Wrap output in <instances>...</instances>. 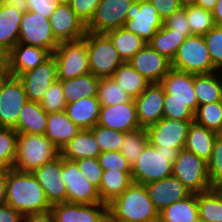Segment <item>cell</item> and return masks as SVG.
<instances>
[{
  "label": "cell",
  "mask_w": 222,
  "mask_h": 222,
  "mask_svg": "<svg viewBox=\"0 0 222 222\" xmlns=\"http://www.w3.org/2000/svg\"><path fill=\"white\" fill-rule=\"evenodd\" d=\"M17 135L14 128L0 127V158L11 168L16 157Z\"/></svg>",
  "instance_id": "cell-46"
},
{
  "label": "cell",
  "mask_w": 222,
  "mask_h": 222,
  "mask_svg": "<svg viewBox=\"0 0 222 222\" xmlns=\"http://www.w3.org/2000/svg\"><path fill=\"white\" fill-rule=\"evenodd\" d=\"M97 125L124 133L141 128L135 100L113 106H101Z\"/></svg>",
  "instance_id": "cell-21"
},
{
  "label": "cell",
  "mask_w": 222,
  "mask_h": 222,
  "mask_svg": "<svg viewBox=\"0 0 222 222\" xmlns=\"http://www.w3.org/2000/svg\"><path fill=\"white\" fill-rule=\"evenodd\" d=\"M163 26V20L148 0H135L126 16L124 27L147 43Z\"/></svg>",
  "instance_id": "cell-11"
},
{
  "label": "cell",
  "mask_w": 222,
  "mask_h": 222,
  "mask_svg": "<svg viewBox=\"0 0 222 222\" xmlns=\"http://www.w3.org/2000/svg\"><path fill=\"white\" fill-rule=\"evenodd\" d=\"M27 101L22 81L11 76L0 90V127L15 128Z\"/></svg>",
  "instance_id": "cell-14"
},
{
  "label": "cell",
  "mask_w": 222,
  "mask_h": 222,
  "mask_svg": "<svg viewBox=\"0 0 222 222\" xmlns=\"http://www.w3.org/2000/svg\"><path fill=\"white\" fill-rule=\"evenodd\" d=\"M217 0H197L196 5L201 6L205 10H209L212 12V10L215 7Z\"/></svg>",
  "instance_id": "cell-61"
},
{
  "label": "cell",
  "mask_w": 222,
  "mask_h": 222,
  "mask_svg": "<svg viewBox=\"0 0 222 222\" xmlns=\"http://www.w3.org/2000/svg\"><path fill=\"white\" fill-rule=\"evenodd\" d=\"M148 143L146 128L126 132L121 143L120 152L132 167Z\"/></svg>",
  "instance_id": "cell-39"
},
{
  "label": "cell",
  "mask_w": 222,
  "mask_h": 222,
  "mask_svg": "<svg viewBox=\"0 0 222 222\" xmlns=\"http://www.w3.org/2000/svg\"><path fill=\"white\" fill-rule=\"evenodd\" d=\"M24 216L8 204L0 205V222H23Z\"/></svg>",
  "instance_id": "cell-55"
},
{
  "label": "cell",
  "mask_w": 222,
  "mask_h": 222,
  "mask_svg": "<svg viewBox=\"0 0 222 222\" xmlns=\"http://www.w3.org/2000/svg\"><path fill=\"white\" fill-rule=\"evenodd\" d=\"M99 79L92 73H88L72 79L60 80L66 103H73L87 97H96Z\"/></svg>",
  "instance_id": "cell-33"
},
{
  "label": "cell",
  "mask_w": 222,
  "mask_h": 222,
  "mask_svg": "<svg viewBox=\"0 0 222 222\" xmlns=\"http://www.w3.org/2000/svg\"><path fill=\"white\" fill-rule=\"evenodd\" d=\"M194 122L216 133L222 128V101L199 105Z\"/></svg>",
  "instance_id": "cell-41"
},
{
  "label": "cell",
  "mask_w": 222,
  "mask_h": 222,
  "mask_svg": "<svg viewBox=\"0 0 222 222\" xmlns=\"http://www.w3.org/2000/svg\"><path fill=\"white\" fill-rule=\"evenodd\" d=\"M197 204L200 222H222V188L198 193Z\"/></svg>",
  "instance_id": "cell-37"
},
{
  "label": "cell",
  "mask_w": 222,
  "mask_h": 222,
  "mask_svg": "<svg viewBox=\"0 0 222 222\" xmlns=\"http://www.w3.org/2000/svg\"><path fill=\"white\" fill-rule=\"evenodd\" d=\"M29 12H38L46 19H49L59 3L56 0H27Z\"/></svg>",
  "instance_id": "cell-53"
},
{
  "label": "cell",
  "mask_w": 222,
  "mask_h": 222,
  "mask_svg": "<svg viewBox=\"0 0 222 222\" xmlns=\"http://www.w3.org/2000/svg\"><path fill=\"white\" fill-rule=\"evenodd\" d=\"M0 71H10L9 51L2 46H0Z\"/></svg>",
  "instance_id": "cell-59"
},
{
  "label": "cell",
  "mask_w": 222,
  "mask_h": 222,
  "mask_svg": "<svg viewBox=\"0 0 222 222\" xmlns=\"http://www.w3.org/2000/svg\"><path fill=\"white\" fill-rule=\"evenodd\" d=\"M83 177L99 189L103 169L97 158H82L74 161Z\"/></svg>",
  "instance_id": "cell-48"
},
{
  "label": "cell",
  "mask_w": 222,
  "mask_h": 222,
  "mask_svg": "<svg viewBox=\"0 0 222 222\" xmlns=\"http://www.w3.org/2000/svg\"><path fill=\"white\" fill-rule=\"evenodd\" d=\"M165 91L164 101L187 102V106L195 112L198 103L194 90V74L171 69L161 80Z\"/></svg>",
  "instance_id": "cell-19"
},
{
  "label": "cell",
  "mask_w": 222,
  "mask_h": 222,
  "mask_svg": "<svg viewBox=\"0 0 222 222\" xmlns=\"http://www.w3.org/2000/svg\"><path fill=\"white\" fill-rule=\"evenodd\" d=\"M37 182L44 189L50 205L67 202V188L62 180V156L34 169L32 172Z\"/></svg>",
  "instance_id": "cell-15"
},
{
  "label": "cell",
  "mask_w": 222,
  "mask_h": 222,
  "mask_svg": "<svg viewBox=\"0 0 222 222\" xmlns=\"http://www.w3.org/2000/svg\"><path fill=\"white\" fill-rule=\"evenodd\" d=\"M48 114L42 109L40 102L27 101L22 107L18 124L14 128L17 133L45 134Z\"/></svg>",
  "instance_id": "cell-30"
},
{
  "label": "cell",
  "mask_w": 222,
  "mask_h": 222,
  "mask_svg": "<svg viewBox=\"0 0 222 222\" xmlns=\"http://www.w3.org/2000/svg\"><path fill=\"white\" fill-rule=\"evenodd\" d=\"M103 170L131 171L132 167L120 151L101 152L97 157Z\"/></svg>",
  "instance_id": "cell-49"
},
{
  "label": "cell",
  "mask_w": 222,
  "mask_h": 222,
  "mask_svg": "<svg viewBox=\"0 0 222 222\" xmlns=\"http://www.w3.org/2000/svg\"><path fill=\"white\" fill-rule=\"evenodd\" d=\"M184 9L192 35H205L215 26L211 11L205 10L196 4L186 6Z\"/></svg>",
  "instance_id": "cell-42"
},
{
  "label": "cell",
  "mask_w": 222,
  "mask_h": 222,
  "mask_svg": "<svg viewBox=\"0 0 222 222\" xmlns=\"http://www.w3.org/2000/svg\"><path fill=\"white\" fill-rule=\"evenodd\" d=\"M213 66L222 71V27L214 26L203 35Z\"/></svg>",
  "instance_id": "cell-45"
},
{
  "label": "cell",
  "mask_w": 222,
  "mask_h": 222,
  "mask_svg": "<svg viewBox=\"0 0 222 222\" xmlns=\"http://www.w3.org/2000/svg\"><path fill=\"white\" fill-rule=\"evenodd\" d=\"M108 211V220L128 222H156L159 220V212L155 209L146 186L134 182L108 204Z\"/></svg>",
  "instance_id": "cell-2"
},
{
  "label": "cell",
  "mask_w": 222,
  "mask_h": 222,
  "mask_svg": "<svg viewBox=\"0 0 222 222\" xmlns=\"http://www.w3.org/2000/svg\"><path fill=\"white\" fill-rule=\"evenodd\" d=\"M125 92L132 98H137L150 84L139 72L128 62H123L111 75Z\"/></svg>",
  "instance_id": "cell-36"
},
{
  "label": "cell",
  "mask_w": 222,
  "mask_h": 222,
  "mask_svg": "<svg viewBox=\"0 0 222 222\" xmlns=\"http://www.w3.org/2000/svg\"><path fill=\"white\" fill-rule=\"evenodd\" d=\"M6 204L22 216L48 211L52 207L33 174L13 168L7 173Z\"/></svg>",
  "instance_id": "cell-1"
},
{
  "label": "cell",
  "mask_w": 222,
  "mask_h": 222,
  "mask_svg": "<svg viewBox=\"0 0 222 222\" xmlns=\"http://www.w3.org/2000/svg\"><path fill=\"white\" fill-rule=\"evenodd\" d=\"M128 63L149 83H160L172 69L171 60L159 54L148 43Z\"/></svg>",
  "instance_id": "cell-18"
},
{
  "label": "cell",
  "mask_w": 222,
  "mask_h": 222,
  "mask_svg": "<svg viewBox=\"0 0 222 222\" xmlns=\"http://www.w3.org/2000/svg\"><path fill=\"white\" fill-rule=\"evenodd\" d=\"M163 26L167 29L174 30L177 34H182L185 38L192 35L184 8H181L165 19Z\"/></svg>",
  "instance_id": "cell-51"
},
{
  "label": "cell",
  "mask_w": 222,
  "mask_h": 222,
  "mask_svg": "<svg viewBox=\"0 0 222 222\" xmlns=\"http://www.w3.org/2000/svg\"><path fill=\"white\" fill-rule=\"evenodd\" d=\"M52 54L44 48L18 42L9 51V69L12 76L19 77L35 69Z\"/></svg>",
  "instance_id": "cell-24"
},
{
  "label": "cell",
  "mask_w": 222,
  "mask_h": 222,
  "mask_svg": "<svg viewBox=\"0 0 222 222\" xmlns=\"http://www.w3.org/2000/svg\"><path fill=\"white\" fill-rule=\"evenodd\" d=\"M18 42L44 48L51 54L60 43L54 37L49 19L29 11L22 15Z\"/></svg>",
  "instance_id": "cell-9"
},
{
  "label": "cell",
  "mask_w": 222,
  "mask_h": 222,
  "mask_svg": "<svg viewBox=\"0 0 222 222\" xmlns=\"http://www.w3.org/2000/svg\"><path fill=\"white\" fill-rule=\"evenodd\" d=\"M197 0H179V3L181 5L182 8L186 7V6H192L196 4Z\"/></svg>",
  "instance_id": "cell-64"
},
{
  "label": "cell",
  "mask_w": 222,
  "mask_h": 222,
  "mask_svg": "<svg viewBox=\"0 0 222 222\" xmlns=\"http://www.w3.org/2000/svg\"><path fill=\"white\" fill-rule=\"evenodd\" d=\"M11 76L10 71H0V90Z\"/></svg>",
  "instance_id": "cell-62"
},
{
  "label": "cell",
  "mask_w": 222,
  "mask_h": 222,
  "mask_svg": "<svg viewBox=\"0 0 222 222\" xmlns=\"http://www.w3.org/2000/svg\"><path fill=\"white\" fill-rule=\"evenodd\" d=\"M100 107L97 97H87L68 103L65 112L80 130L91 129L98 123Z\"/></svg>",
  "instance_id": "cell-26"
},
{
  "label": "cell",
  "mask_w": 222,
  "mask_h": 222,
  "mask_svg": "<svg viewBox=\"0 0 222 222\" xmlns=\"http://www.w3.org/2000/svg\"><path fill=\"white\" fill-rule=\"evenodd\" d=\"M60 155L58 148L45 134L18 133L13 169L32 172Z\"/></svg>",
  "instance_id": "cell-3"
},
{
  "label": "cell",
  "mask_w": 222,
  "mask_h": 222,
  "mask_svg": "<svg viewBox=\"0 0 222 222\" xmlns=\"http://www.w3.org/2000/svg\"><path fill=\"white\" fill-rule=\"evenodd\" d=\"M23 222H56L53 211L50 209L48 211L33 213L24 216Z\"/></svg>",
  "instance_id": "cell-56"
},
{
  "label": "cell",
  "mask_w": 222,
  "mask_h": 222,
  "mask_svg": "<svg viewBox=\"0 0 222 222\" xmlns=\"http://www.w3.org/2000/svg\"><path fill=\"white\" fill-rule=\"evenodd\" d=\"M54 37L59 41H75L86 34V25L69 4H59L49 18Z\"/></svg>",
  "instance_id": "cell-22"
},
{
  "label": "cell",
  "mask_w": 222,
  "mask_h": 222,
  "mask_svg": "<svg viewBox=\"0 0 222 222\" xmlns=\"http://www.w3.org/2000/svg\"><path fill=\"white\" fill-rule=\"evenodd\" d=\"M113 42L114 47L123 62H128L147 42L125 27L110 30L105 33Z\"/></svg>",
  "instance_id": "cell-35"
},
{
  "label": "cell",
  "mask_w": 222,
  "mask_h": 222,
  "mask_svg": "<svg viewBox=\"0 0 222 222\" xmlns=\"http://www.w3.org/2000/svg\"><path fill=\"white\" fill-rule=\"evenodd\" d=\"M45 136L61 151L80 131L65 111L49 113Z\"/></svg>",
  "instance_id": "cell-25"
},
{
  "label": "cell",
  "mask_w": 222,
  "mask_h": 222,
  "mask_svg": "<svg viewBox=\"0 0 222 222\" xmlns=\"http://www.w3.org/2000/svg\"><path fill=\"white\" fill-rule=\"evenodd\" d=\"M165 91L160 83H150L135 98L137 117L141 128H147L163 118Z\"/></svg>",
  "instance_id": "cell-20"
},
{
  "label": "cell",
  "mask_w": 222,
  "mask_h": 222,
  "mask_svg": "<svg viewBox=\"0 0 222 222\" xmlns=\"http://www.w3.org/2000/svg\"><path fill=\"white\" fill-rule=\"evenodd\" d=\"M12 168L0 158V173H8Z\"/></svg>",
  "instance_id": "cell-63"
},
{
  "label": "cell",
  "mask_w": 222,
  "mask_h": 222,
  "mask_svg": "<svg viewBox=\"0 0 222 222\" xmlns=\"http://www.w3.org/2000/svg\"><path fill=\"white\" fill-rule=\"evenodd\" d=\"M7 173H0V205L6 204Z\"/></svg>",
  "instance_id": "cell-60"
},
{
  "label": "cell",
  "mask_w": 222,
  "mask_h": 222,
  "mask_svg": "<svg viewBox=\"0 0 222 222\" xmlns=\"http://www.w3.org/2000/svg\"><path fill=\"white\" fill-rule=\"evenodd\" d=\"M161 222H200L197 194L175 202L159 212Z\"/></svg>",
  "instance_id": "cell-34"
},
{
  "label": "cell",
  "mask_w": 222,
  "mask_h": 222,
  "mask_svg": "<svg viewBox=\"0 0 222 222\" xmlns=\"http://www.w3.org/2000/svg\"><path fill=\"white\" fill-rule=\"evenodd\" d=\"M218 138L222 139V128L217 133Z\"/></svg>",
  "instance_id": "cell-66"
},
{
  "label": "cell",
  "mask_w": 222,
  "mask_h": 222,
  "mask_svg": "<svg viewBox=\"0 0 222 222\" xmlns=\"http://www.w3.org/2000/svg\"><path fill=\"white\" fill-rule=\"evenodd\" d=\"M209 181L212 187H222V139L215 141L210 159L207 161Z\"/></svg>",
  "instance_id": "cell-47"
},
{
  "label": "cell",
  "mask_w": 222,
  "mask_h": 222,
  "mask_svg": "<svg viewBox=\"0 0 222 222\" xmlns=\"http://www.w3.org/2000/svg\"><path fill=\"white\" fill-rule=\"evenodd\" d=\"M173 69L191 73L208 74L218 71L212 63L203 35H191L178 47L171 61Z\"/></svg>",
  "instance_id": "cell-5"
},
{
  "label": "cell",
  "mask_w": 222,
  "mask_h": 222,
  "mask_svg": "<svg viewBox=\"0 0 222 222\" xmlns=\"http://www.w3.org/2000/svg\"><path fill=\"white\" fill-rule=\"evenodd\" d=\"M90 72L98 78L111 77L123 63L111 39L105 33L86 32Z\"/></svg>",
  "instance_id": "cell-6"
},
{
  "label": "cell",
  "mask_w": 222,
  "mask_h": 222,
  "mask_svg": "<svg viewBox=\"0 0 222 222\" xmlns=\"http://www.w3.org/2000/svg\"><path fill=\"white\" fill-rule=\"evenodd\" d=\"M19 79L24 85L27 99L40 102L46 91L57 80V63L53 55L35 69L20 75Z\"/></svg>",
  "instance_id": "cell-16"
},
{
  "label": "cell",
  "mask_w": 222,
  "mask_h": 222,
  "mask_svg": "<svg viewBox=\"0 0 222 222\" xmlns=\"http://www.w3.org/2000/svg\"><path fill=\"white\" fill-rule=\"evenodd\" d=\"M133 183L131 171L103 170L98 189L101 203L110 204Z\"/></svg>",
  "instance_id": "cell-29"
},
{
  "label": "cell",
  "mask_w": 222,
  "mask_h": 222,
  "mask_svg": "<svg viewBox=\"0 0 222 222\" xmlns=\"http://www.w3.org/2000/svg\"><path fill=\"white\" fill-rule=\"evenodd\" d=\"M56 222H108V205L63 202L52 205Z\"/></svg>",
  "instance_id": "cell-17"
},
{
  "label": "cell",
  "mask_w": 222,
  "mask_h": 222,
  "mask_svg": "<svg viewBox=\"0 0 222 222\" xmlns=\"http://www.w3.org/2000/svg\"><path fill=\"white\" fill-rule=\"evenodd\" d=\"M40 105L47 114L65 111L67 103L64 98L60 80H56L50 86L40 101Z\"/></svg>",
  "instance_id": "cell-44"
},
{
  "label": "cell",
  "mask_w": 222,
  "mask_h": 222,
  "mask_svg": "<svg viewBox=\"0 0 222 222\" xmlns=\"http://www.w3.org/2000/svg\"><path fill=\"white\" fill-rule=\"evenodd\" d=\"M178 152L179 150H166L148 143L132 166L133 182L146 185L171 176Z\"/></svg>",
  "instance_id": "cell-4"
},
{
  "label": "cell",
  "mask_w": 222,
  "mask_h": 222,
  "mask_svg": "<svg viewBox=\"0 0 222 222\" xmlns=\"http://www.w3.org/2000/svg\"><path fill=\"white\" fill-rule=\"evenodd\" d=\"M61 177L67 188V202L80 204L101 203L98 189L83 177L74 161L62 157Z\"/></svg>",
  "instance_id": "cell-13"
},
{
  "label": "cell",
  "mask_w": 222,
  "mask_h": 222,
  "mask_svg": "<svg viewBox=\"0 0 222 222\" xmlns=\"http://www.w3.org/2000/svg\"><path fill=\"white\" fill-rule=\"evenodd\" d=\"M90 130L99 144L101 152L120 151L124 132L105 128L100 125H95Z\"/></svg>",
  "instance_id": "cell-43"
},
{
  "label": "cell",
  "mask_w": 222,
  "mask_h": 222,
  "mask_svg": "<svg viewBox=\"0 0 222 222\" xmlns=\"http://www.w3.org/2000/svg\"><path fill=\"white\" fill-rule=\"evenodd\" d=\"M215 26L222 27V0H217L214 9L212 10Z\"/></svg>",
  "instance_id": "cell-58"
},
{
  "label": "cell",
  "mask_w": 222,
  "mask_h": 222,
  "mask_svg": "<svg viewBox=\"0 0 222 222\" xmlns=\"http://www.w3.org/2000/svg\"><path fill=\"white\" fill-rule=\"evenodd\" d=\"M135 0H101L93 18L86 25V31L106 33L124 27L127 12Z\"/></svg>",
  "instance_id": "cell-12"
},
{
  "label": "cell",
  "mask_w": 222,
  "mask_h": 222,
  "mask_svg": "<svg viewBox=\"0 0 222 222\" xmlns=\"http://www.w3.org/2000/svg\"><path fill=\"white\" fill-rule=\"evenodd\" d=\"M145 186L158 212H161L164 208L169 207L175 202L184 200L192 194L186 186L173 175L150 182Z\"/></svg>",
  "instance_id": "cell-23"
},
{
  "label": "cell",
  "mask_w": 222,
  "mask_h": 222,
  "mask_svg": "<svg viewBox=\"0 0 222 222\" xmlns=\"http://www.w3.org/2000/svg\"><path fill=\"white\" fill-rule=\"evenodd\" d=\"M193 121L162 118L146 128L148 142L166 150H182L185 147L188 128Z\"/></svg>",
  "instance_id": "cell-10"
},
{
  "label": "cell",
  "mask_w": 222,
  "mask_h": 222,
  "mask_svg": "<svg viewBox=\"0 0 222 222\" xmlns=\"http://www.w3.org/2000/svg\"><path fill=\"white\" fill-rule=\"evenodd\" d=\"M0 2L23 13L28 11L27 0H0Z\"/></svg>",
  "instance_id": "cell-57"
},
{
  "label": "cell",
  "mask_w": 222,
  "mask_h": 222,
  "mask_svg": "<svg viewBox=\"0 0 222 222\" xmlns=\"http://www.w3.org/2000/svg\"><path fill=\"white\" fill-rule=\"evenodd\" d=\"M100 154L99 144L90 129L80 130L60 151V155L64 159L71 161L87 157L97 158Z\"/></svg>",
  "instance_id": "cell-27"
},
{
  "label": "cell",
  "mask_w": 222,
  "mask_h": 222,
  "mask_svg": "<svg viewBox=\"0 0 222 222\" xmlns=\"http://www.w3.org/2000/svg\"><path fill=\"white\" fill-rule=\"evenodd\" d=\"M57 63V80L72 79L90 72L86 34L75 41L60 42L53 52Z\"/></svg>",
  "instance_id": "cell-7"
},
{
  "label": "cell",
  "mask_w": 222,
  "mask_h": 222,
  "mask_svg": "<svg viewBox=\"0 0 222 222\" xmlns=\"http://www.w3.org/2000/svg\"><path fill=\"white\" fill-rule=\"evenodd\" d=\"M157 10L158 15L164 21L182 7L179 0H148Z\"/></svg>",
  "instance_id": "cell-54"
},
{
  "label": "cell",
  "mask_w": 222,
  "mask_h": 222,
  "mask_svg": "<svg viewBox=\"0 0 222 222\" xmlns=\"http://www.w3.org/2000/svg\"><path fill=\"white\" fill-rule=\"evenodd\" d=\"M217 137L216 132L193 121L188 128L184 149L207 162L211 157Z\"/></svg>",
  "instance_id": "cell-28"
},
{
  "label": "cell",
  "mask_w": 222,
  "mask_h": 222,
  "mask_svg": "<svg viewBox=\"0 0 222 222\" xmlns=\"http://www.w3.org/2000/svg\"><path fill=\"white\" fill-rule=\"evenodd\" d=\"M172 175L178 178L192 194L210 190L207 162L194 153L182 149L172 165Z\"/></svg>",
  "instance_id": "cell-8"
},
{
  "label": "cell",
  "mask_w": 222,
  "mask_h": 222,
  "mask_svg": "<svg viewBox=\"0 0 222 222\" xmlns=\"http://www.w3.org/2000/svg\"><path fill=\"white\" fill-rule=\"evenodd\" d=\"M163 117L194 121V112L187 106V102L164 101Z\"/></svg>",
  "instance_id": "cell-50"
},
{
  "label": "cell",
  "mask_w": 222,
  "mask_h": 222,
  "mask_svg": "<svg viewBox=\"0 0 222 222\" xmlns=\"http://www.w3.org/2000/svg\"><path fill=\"white\" fill-rule=\"evenodd\" d=\"M194 90L198 106L222 101V71L195 74Z\"/></svg>",
  "instance_id": "cell-32"
},
{
  "label": "cell",
  "mask_w": 222,
  "mask_h": 222,
  "mask_svg": "<svg viewBox=\"0 0 222 222\" xmlns=\"http://www.w3.org/2000/svg\"><path fill=\"white\" fill-rule=\"evenodd\" d=\"M96 97L101 106H113L132 100L111 77L99 79Z\"/></svg>",
  "instance_id": "cell-40"
},
{
  "label": "cell",
  "mask_w": 222,
  "mask_h": 222,
  "mask_svg": "<svg viewBox=\"0 0 222 222\" xmlns=\"http://www.w3.org/2000/svg\"><path fill=\"white\" fill-rule=\"evenodd\" d=\"M23 12L0 2V46L10 51L19 41Z\"/></svg>",
  "instance_id": "cell-31"
},
{
  "label": "cell",
  "mask_w": 222,
  "mask_h": 222,
  "mask_svg": "<svg viewBox=\"0 0 222 222\" xmlns=\"http://www.w3.org/2000/svg\"><path fill=\"white\" fill-rule=\"evenodd\" d=\"M59 4H69L70 0H56Z\"/></svg>",
  "instance_id": "cell-65"
},
{
  "label": "cell",
  "mask_w": 222,
  "mask_h": 222,
  "mask_svg": "<svg viewBox=\"0 0 222 222\" xmlns=\"http://www.w3.org/2000/svg\"><path fill=\"white\" fill-rule=\"evenodd\" d=\"M185 39L182 34H177L174 30L162 26L148 44L159 54L164 55L172 61L177 53L178 47Z\"/></svg>",
  "instance_id": "cell-38"
},
{
  "label": "cell",
  "mask_w": 222,
  "mask_h": 222,
  "mask_svg": "<svg viewBox=\"0 0 222 222\" xmlns=\"http://www.w3.org/2000/svg\"><path fill=\"white\" fill-rule=\"evenodd\" d=\"M108 222H128V221H124V220H108Z\"/></svg>",
  "instance_id": "cell-67"
},
{
  "label": "cell",
  "mask_w": 222,
  "mask_h": 222,
  "mask_svg": "<svg viewBox=\"0 0 222 222\" xmlns=\"http://www.w3.org/2000/svg\"><path fill=\"white\" fill-rule=\"evenodd\" d=\"M101 0H70L69 6L75 14L87 25L93 18Z\"/></svg>",
  "instance_id": "cell-52"
}]
</instances>
